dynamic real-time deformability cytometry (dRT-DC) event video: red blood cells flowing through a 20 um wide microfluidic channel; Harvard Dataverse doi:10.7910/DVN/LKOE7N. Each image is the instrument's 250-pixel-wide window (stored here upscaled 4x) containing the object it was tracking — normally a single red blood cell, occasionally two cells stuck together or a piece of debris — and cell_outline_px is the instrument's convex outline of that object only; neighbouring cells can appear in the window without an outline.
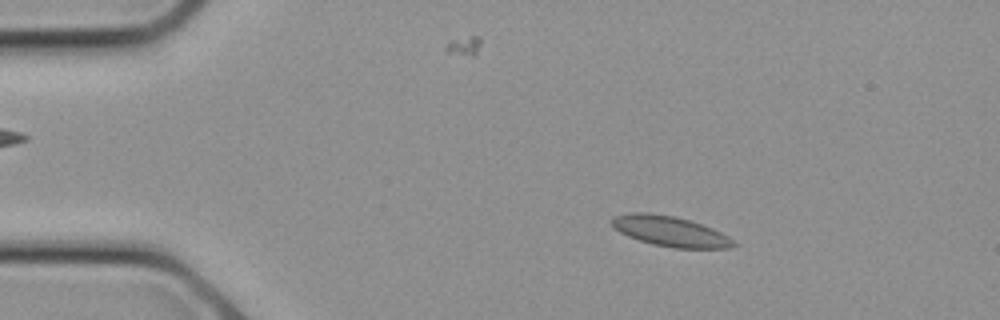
{"species": "common noctule bat (a hibernating species)", "species_latin": "Nyctalus noctula", "temperature_condition": "cold", "stored_images_in_passage": 9, "camera_frame_rate_fps": 3000, "um_per_image_px": 0.085, "animal": {"sex": "female", "body_mass_g": 21.9}, "frame": {"image": 1, "passage_image": 4, "time_ms": 1.0, "image_size_px": [1000, 320], "cell_outline_px": [[736, 244], [728, 248], [672, 248], [652, 244], [628, 236], [612, 228], [608, 220], [612, 216], [632, 212], [648, 212], [672, 216], [688, 220], [712, 228], [728, 236]], "centroid_in_image_um": [56.87, 19.65], "position_along_channel_um": 28.1, "area_um2": 21.44}}
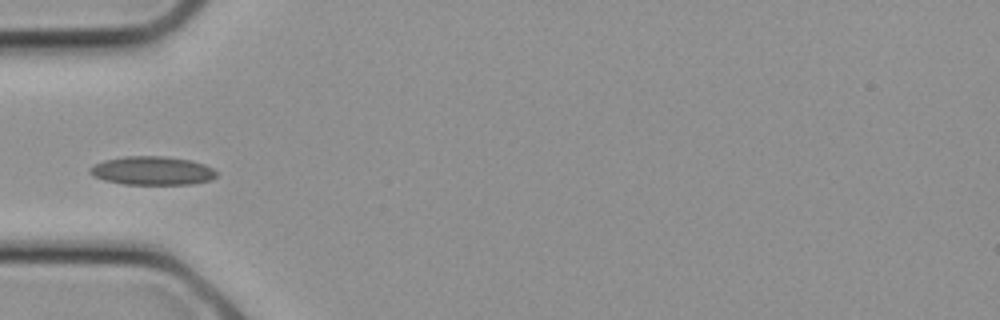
{"frame": {"image": 2, "passage_image": 8, "time_ms": 2.333, "image_size_px": [1000, 320], "cell_outline_px": [[216, 176], [212, 180], [192, 184], [124, 184], [104, 180], [92, 176], [88, 172], [88, 168], [104, 160], [124, 156], [164, 156], [192, 160], [204, 164], [212, 168], [216, 172]], "centroid_in_image_um": [12.93, 14.51], "position_along_channel_um": 72.1, "area_um2": 21.21}}